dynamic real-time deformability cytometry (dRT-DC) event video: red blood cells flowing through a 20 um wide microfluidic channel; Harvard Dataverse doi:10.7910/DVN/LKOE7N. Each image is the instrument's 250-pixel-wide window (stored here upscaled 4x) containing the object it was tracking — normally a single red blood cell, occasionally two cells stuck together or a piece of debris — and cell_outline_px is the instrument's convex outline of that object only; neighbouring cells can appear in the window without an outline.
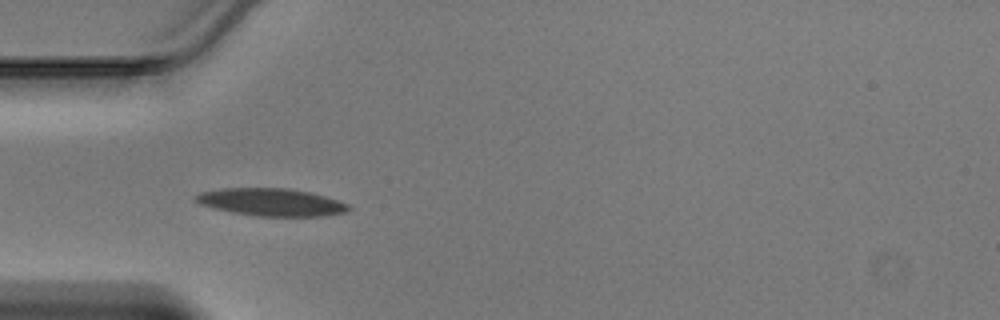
{"species": "Egyptian fruit bat (a non-hibernating species)", "species_latin": "Rousettus aegyptiacus", "temperature_condition": "warm", "stored_images_in_passage": 23, "camera_frame_rate_fps": 3000, "um_per_image_px": 0.085, "animal": {"sex": "male"}, "frame": {"image": 1, "passage_image": 3, "time_ms": 0.667, "image_size_px": [1000, 320], "cell_outline_px": [[352, 208], [344, 212], [320, 216], [256, 216], [232, 212], [200, 204], [196, 200], [196, 196], [200, 192], [224, 188], [288, 188], [308, 192], [324, 196], [348, 204]], "centroid_in_image_um": [23.06, 17.18], "position_along_channel_um": 61.9, "area_um2": 24.16}}
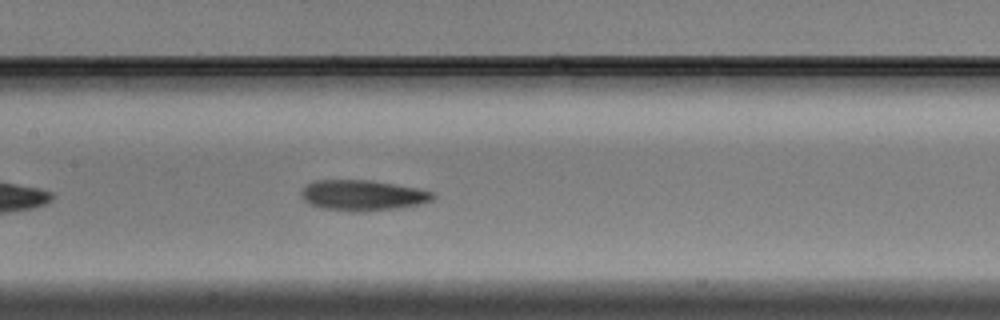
{"frame": {"image": 2, "passage_image": 11, "time_ms": 3.333, "image_size_px": [1000, 320], "cell_outline_px": [[436, 196], [432, 200], [420, 204], [396, 208], [364, 212], [352, 212], [324, 208], [308, 204], [304, 200], [300, 192], [312, 180], [372, 180], [416, 188], [432, 192]], "centroid_in_image_um": [30.81, 16.6], "position_along_channel_um": 176.6, "area_um2": 23.47}}
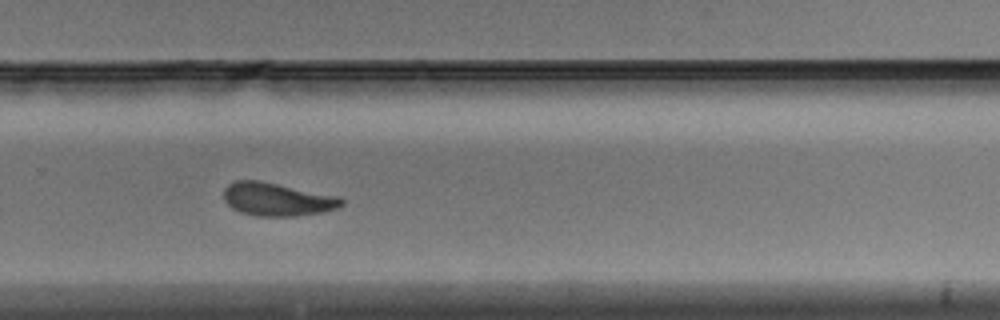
{"frame": {"image": 3, "passage_image": 20, "time_ms": 6.333, "image_size_px": [1000, 320], "cell_outline_px": [[344, 204], [340, 208], [324, 212], [296, 216], [256, 216], [240, 212], [232, 208], [224, 200], [224, 188], [228, 184], [236, 180], [260, 180], [340, 196], [344, 200]], "centroid_in_image_um": [23.6, 16.94], "position_along_channel_um": 306.2, "area_um2": 23.12}}